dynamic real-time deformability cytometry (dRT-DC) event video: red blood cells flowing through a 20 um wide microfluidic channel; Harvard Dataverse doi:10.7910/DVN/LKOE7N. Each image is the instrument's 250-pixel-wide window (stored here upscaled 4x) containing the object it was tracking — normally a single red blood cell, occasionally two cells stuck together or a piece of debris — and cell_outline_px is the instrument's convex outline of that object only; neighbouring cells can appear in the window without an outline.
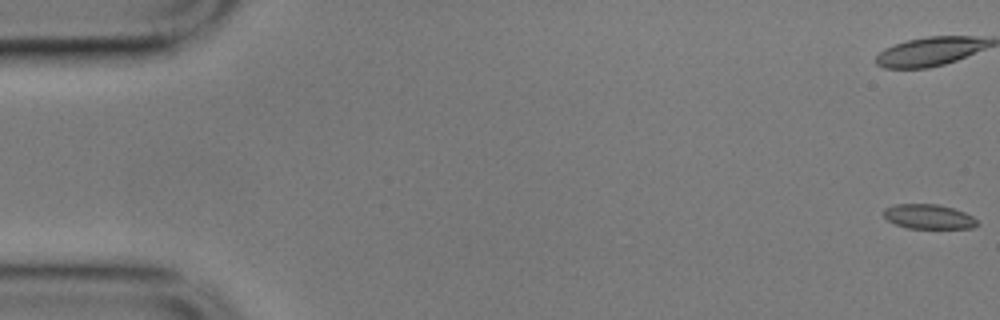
{"species": "common noctule bat (a hibernating species)", "species_latin": "Nyctalus noctula", "temperature_condition": "cold", "stored_images_in_passage": 19, "camera_frame_rate_fps": 3000, "um_per_image_px": 0.085, "animal": {"sex": "male", "body_mass_g": 17.9}, "frame": {"image": 1, "passage_image": 1, "time_ms": 0.0, "image_size_px": [1000, 320], "cell_outline_px": [[980, 224], [972, 228], [908, 228], [896, 224], [888, 220], [884, 216], [884, 208], [896, 204], [940, 204], [964, 212], [972, 216]], "centroid_in_image_um": [78.94, 18.41], "position_along_channel_um": 6.1, "area_um2": 13.35}}